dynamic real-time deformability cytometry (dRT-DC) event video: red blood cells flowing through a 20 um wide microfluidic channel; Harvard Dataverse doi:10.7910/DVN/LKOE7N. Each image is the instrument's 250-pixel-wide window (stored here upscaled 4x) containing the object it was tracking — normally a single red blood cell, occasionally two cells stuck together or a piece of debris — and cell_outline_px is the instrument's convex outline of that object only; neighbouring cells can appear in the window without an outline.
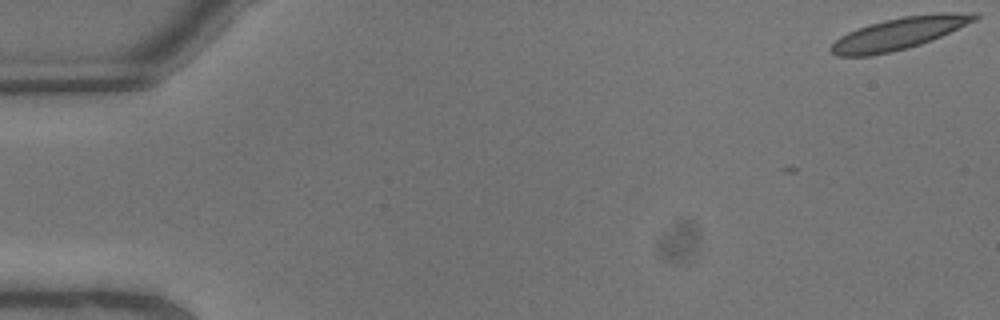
{"species": "common noctule bat (a hibernating species)", "species_latin": "Nyctalus noctula", "temperature_condition": "warm", "stored_images_in_passage": 8, "camera_frame_rate_fps": 3000, "um_per_image_px": 0.085, "animal": {"sex": "male", "body_mass_g": 13.3}, "frame": {"image": 1, "passage_image": 1, "time_ms": 0.0, "image_size_px": [1000, 320], "cell_outline_px": [[980, 16], [976, 20], [932, 40], [908, 48], [892, 52], [872, 56], [836, 56], [828, 48], [840, 36], [848, 32], [884, 20], [904, 16], [940, 12], [980, 12]], "centroid_in_image_um": [76.46, 2.84], "position_along_channel_um": 8.5, "area_um2": 26.76}}